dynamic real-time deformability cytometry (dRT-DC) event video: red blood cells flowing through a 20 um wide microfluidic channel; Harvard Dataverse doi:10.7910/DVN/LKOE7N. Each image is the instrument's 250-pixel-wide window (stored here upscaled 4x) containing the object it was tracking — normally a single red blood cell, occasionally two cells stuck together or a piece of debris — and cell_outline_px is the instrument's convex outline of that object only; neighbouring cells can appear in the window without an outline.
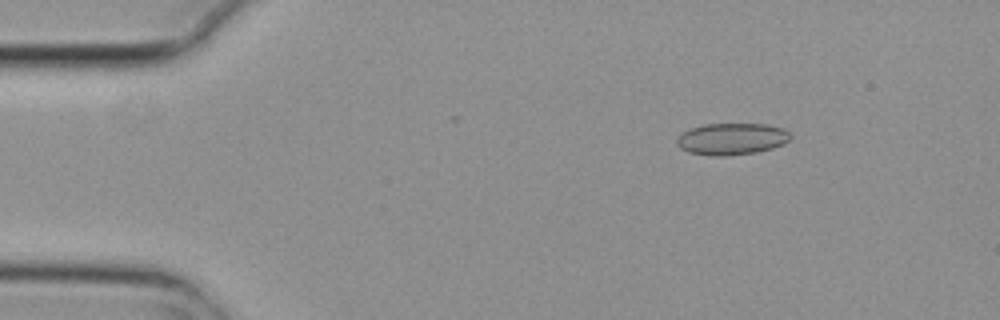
{"species": "common noctule bat (a hibernating species)", "species_latin": "Nyctalus noctula", "temperature_condition": "cold", "stored_images_in_passage": 5, "camera_frame_rate_fps": 3000, "um_per_image_px": 0.085, "animal": {"sex": "female", "body_mass_g": 29.2, "forearm_length_mm": 56.3}, "frame": {"image": 1, "passage_image": 3, "time_ms": 0.667, "image_size_px": [1000, 320], "cell_outline_px": [[792, 136], [784, 144], [772, 148], [756, 152], [724, 156], [712, 156], [688, 152], [680, 148], [676, 144], [676, 140], [684, 132], [692, 128], [704, 124], [764, 124], [784, 128]], "centroid_in_image_um": [62.2, 11.81], "position_along_channel_um": 22.8, "area_um2": 20.92}}
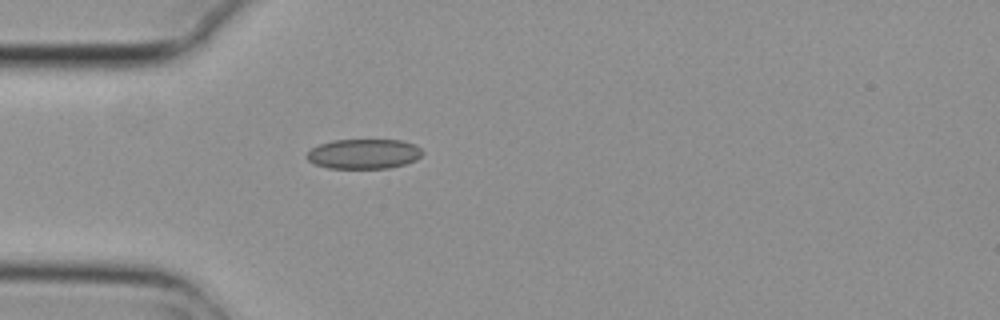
{"frame": {"image": 2, "passage_image": 5, "time_ms": 1.333, "image_size_px": [1000, 320], "cell_outline_px": [[424, 152], [416, 160], [404, 164], [388, 168], [328, 168], [316, 164], [308, 160], [308, 152], [312, 148], [320, 144], [332, 140], [400, 140], [416, 144]], "centroid_in_image_um": [30.96, 13.07], "position_along_channel_um": 54.0, "area_um2": 20.0}}